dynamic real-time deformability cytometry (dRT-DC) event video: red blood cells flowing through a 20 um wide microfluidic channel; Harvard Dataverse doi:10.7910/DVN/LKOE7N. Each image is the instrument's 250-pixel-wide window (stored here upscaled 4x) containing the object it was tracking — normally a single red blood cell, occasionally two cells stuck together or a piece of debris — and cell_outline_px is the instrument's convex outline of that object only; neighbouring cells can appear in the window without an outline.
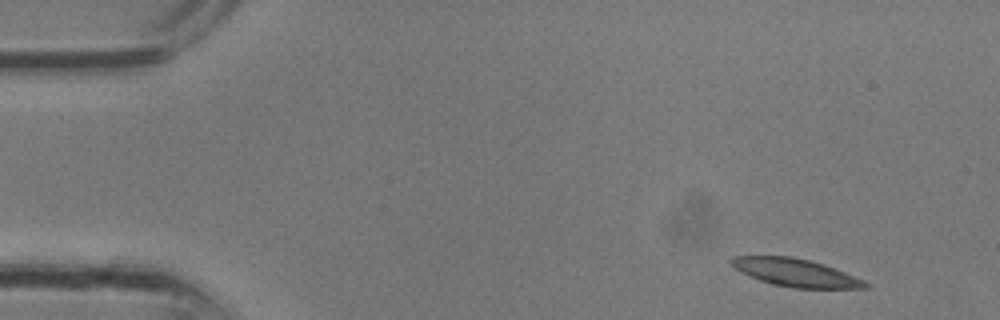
{"species": "common noctule bat (a hibernating species)", "species_latin": "Nyctalus noctula", "temperature_condition": "room temperature", "stored_images_in_passage": 17, "camera_frame_rate_fps": 3000, "um_per_image_px": 0.085, "animal": {"sex": "male", "body_mass_g": 13.3}, "frame": {"image": 1, "passage_image": 1, "time_ms": 0.0, "image_size_px": [1000, 320], "cell_outline_px": [[872, 288], [796, 288], [772, 284], [760, 280], [740, 272], [728, 260], [732, 256], [792, 256], [808, 260], [844, 272], [864, 280]], "centroid_in_image_um": [67.6, 23.17], "position_along_channel_um": 17.4, "area_um2": 21.39}}
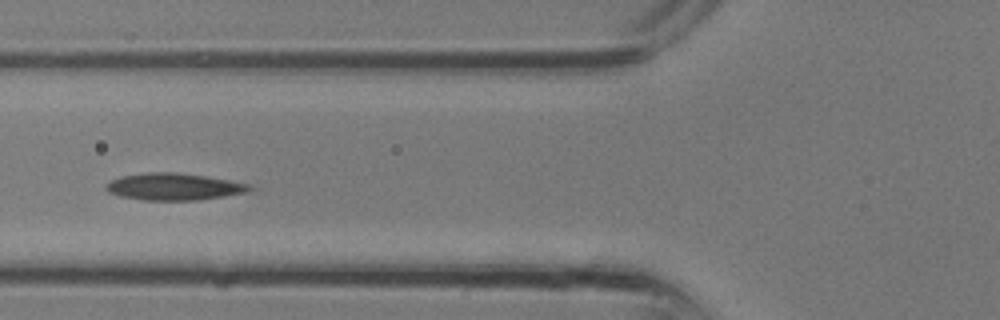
{"frame": {"image": 2, "passage_image": 10, "time_ms": 3.0, "image_size_px": [1000, 320], "cell_outline_px": [[260, 188], [248, 192], [200, 200], [144, 200], [120, 196], [108, 192], [104, 188], [104, 184], [120, 176], [148, 172], [176, 172], [204, 176], [228, 180], [248, 184]], "centroid_in_image_um": [14.8, 15.87], "position_along_channel_um": 111.0, "area_um2": 22.72}}
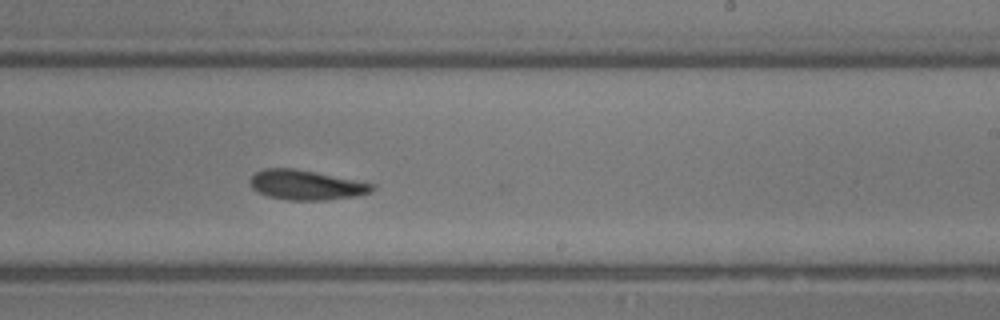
{"frame": {"image": 3, "passage_image": 17, "time_ms": 5.333, "image_size_px": [1000, 320], "cell_outline_px": [[376, 188], [372, 192], [356, 196], [324, 200], [288, 200], [268, 196], [252, 188], [248, 180], [256, 172], [264, 168], [296, 168], [376, 184]], "centroid_in_image_um": [26.04, 15.72], "position_along_channel_um": 263.0, "area_um2": 21.27}}